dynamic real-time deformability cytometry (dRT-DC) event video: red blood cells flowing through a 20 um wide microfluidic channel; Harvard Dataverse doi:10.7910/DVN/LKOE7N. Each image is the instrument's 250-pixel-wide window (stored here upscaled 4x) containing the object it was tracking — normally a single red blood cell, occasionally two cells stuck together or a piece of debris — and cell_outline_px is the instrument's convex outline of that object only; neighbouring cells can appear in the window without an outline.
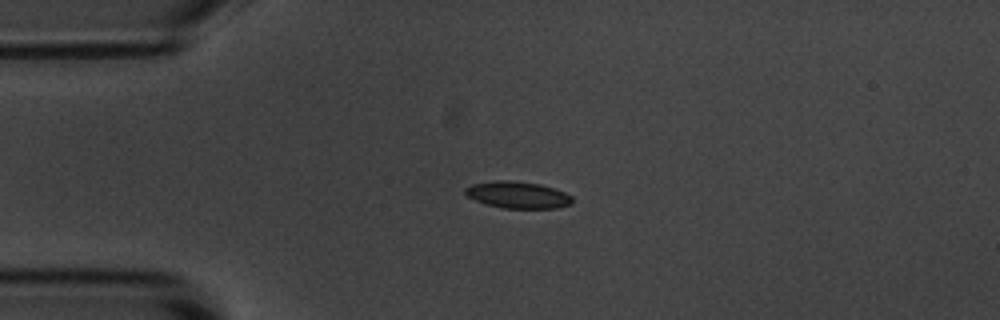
{"species": "common noctule bat (a hibernating species)", "species_latin": "Nyctalus noctula", "temperature_condition": "room temperature", "stored_images_in_passage": 3, "camera_frame_rate_fps": 3000, "um_per_image_px": 0.085, "animal": {"sex": "male", "body_mass_g": 20.1, "forearm_length_mm": 53.5}, "frame": {"image": 1, "passage_image": 3, "time_ms": 2.333, "image_size_px": [1000, 320], "cell_outline_px": [[572, 204], [556, 208], [504, 208], [484, 204], [468, 196], [464, 192], [464, 188], [472, 184], [496, 180], [512, 180], [540, 184], [564, 192], [572, 196]], "centroid_in_image_um": [43.99, 16.56], "position_along_channel_um": 41.0, "area_um2": 16.7}}